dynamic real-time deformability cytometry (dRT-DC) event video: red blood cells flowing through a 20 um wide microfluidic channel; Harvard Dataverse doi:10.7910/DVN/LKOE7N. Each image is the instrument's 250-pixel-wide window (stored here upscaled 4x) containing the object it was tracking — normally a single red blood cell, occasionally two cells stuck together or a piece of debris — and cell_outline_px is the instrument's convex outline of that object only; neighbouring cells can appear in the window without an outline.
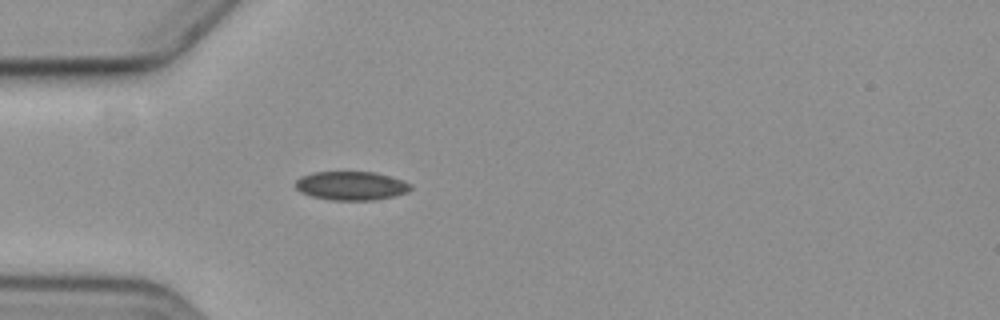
{"species": "common noctule bat (a hibernating species)", "species_latin": "Nyctalus noctula", "temperature_condition": "cold", "stored_images_in_passage": 5, "camera_frame_rate_fps": 3000, "um_per_image_px": 0.085, "animal": {"sex": "female", "body_mass_g": 19.3, "forearm_length_mm": 54.1}, "frame": {"image": 1, "passage_image": 5, "time_ms": 4.333, "image_size_px": [1000, 320], "cell_outline_px": [[412, 188], [408, 192], [376, 200], [328, 200], [312, 196], [300, 192], [296, 188], [296, 180], [300, 176], [312, 172], [372, 172], [388, 176], [412, 184]], "centroid_in_image_um": [29.82, 15.79], "position_along_channel_um": 55.2, "area_um2": 19.25}}